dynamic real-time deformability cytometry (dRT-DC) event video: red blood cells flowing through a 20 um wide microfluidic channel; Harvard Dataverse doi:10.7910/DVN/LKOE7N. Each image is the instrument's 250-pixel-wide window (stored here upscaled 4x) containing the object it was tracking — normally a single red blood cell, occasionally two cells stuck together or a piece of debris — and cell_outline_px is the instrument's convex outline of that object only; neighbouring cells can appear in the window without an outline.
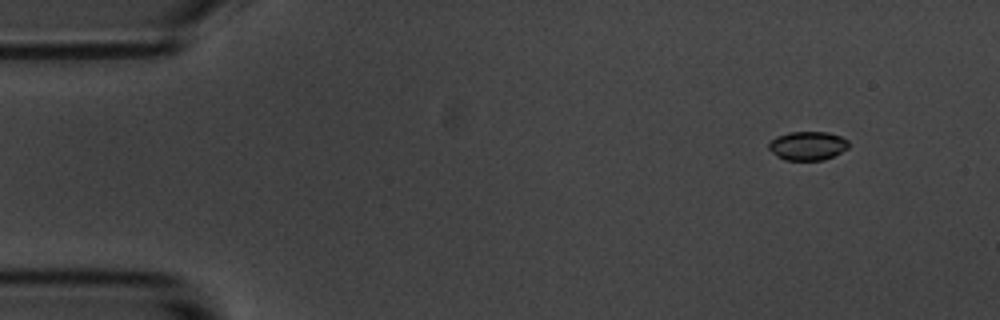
{"species": "common noctule bat (a hibernating species)", "species_latin": "Nyctalus noctula", "temperature_condition": "room temperature", "stored_images_in_passage": 6, "camera_frame_rate_fps": 3000, "um_per_image_px": 0.085, "animal": {"sex": "male", "body_mass_g": 20.1, "forearm_length_mm": 53.5}, "frame": {"image": 1, "passage_image": 6, "time_ms": 6.667, "image_size_px": [1000, 320], "cell_outline_px": [[848, 148], [824, 160], [784, 160], [776, 156], [768, 148], [768, 144], [776, 136], [788, 132], [828, 132], [840, 136], [848, 140]], "centroid_in_image_um": [68.63, 12.39], "position_along_channel_um": 16.4, "area_um2": 13.41}}